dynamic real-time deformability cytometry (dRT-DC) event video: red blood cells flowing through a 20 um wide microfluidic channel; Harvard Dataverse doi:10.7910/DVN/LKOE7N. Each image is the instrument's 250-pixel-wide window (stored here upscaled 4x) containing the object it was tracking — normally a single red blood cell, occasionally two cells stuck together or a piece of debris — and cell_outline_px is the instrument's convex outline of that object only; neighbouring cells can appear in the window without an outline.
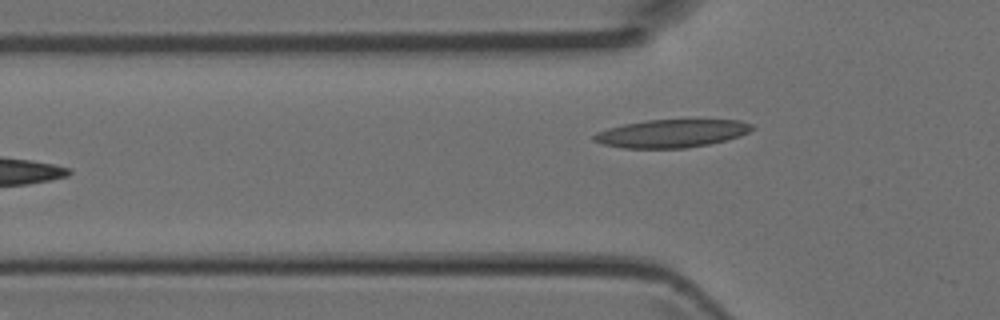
{"species": "Egyptian fruit bat (a non-hibernating species)", "species_latin": "Rousettus aegyptiacus", "temperature_condition": "room temperature", "stored_images_in_passage": 7, "camera_frame_rate_fps": 3000, "um_per_image_px": 0.085, "animal": {"sex": "female"}, "frame": {"image": 1, "passage_image": 6, "time_ms": 1.667, "image_size_px": [1000, 320], "cell_outline_px": [[756, 128], [740, 136], [708, 144], [684, 148], [624, 148], [604, 144], [592, 140], [592, 136], [596, 132], [608, 128], [624, 124], [648, 120], [740, 120], [752, 124]], "centroid_in_image_um": [57.08, 11.34], "position_along_channel_um": 68.7, "area_um2": 25.66}}
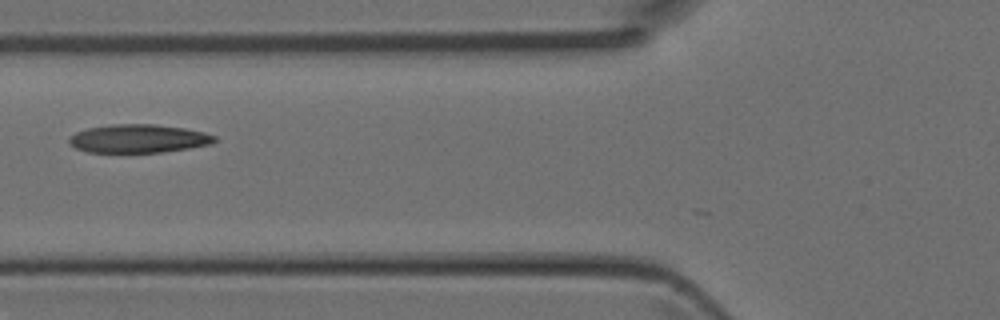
{"frame": {"image": 2, "passage_image": 7, "time_ms": 2.0, "image_size_px": [1000, 320], "cell_outline_px": [[216, 140], [212, 144], [164, 152], [88, 152], [76, 148], [68, 140], [68, 136], [76, 132], [88, 128], [112, 124], [156, 124], [184, 128], [204, 132], [216, 136]], "centroid_in_image_um": [11.78, 11.77], "position_along_channel_um": 114.0, "area_um2": 24.04}}